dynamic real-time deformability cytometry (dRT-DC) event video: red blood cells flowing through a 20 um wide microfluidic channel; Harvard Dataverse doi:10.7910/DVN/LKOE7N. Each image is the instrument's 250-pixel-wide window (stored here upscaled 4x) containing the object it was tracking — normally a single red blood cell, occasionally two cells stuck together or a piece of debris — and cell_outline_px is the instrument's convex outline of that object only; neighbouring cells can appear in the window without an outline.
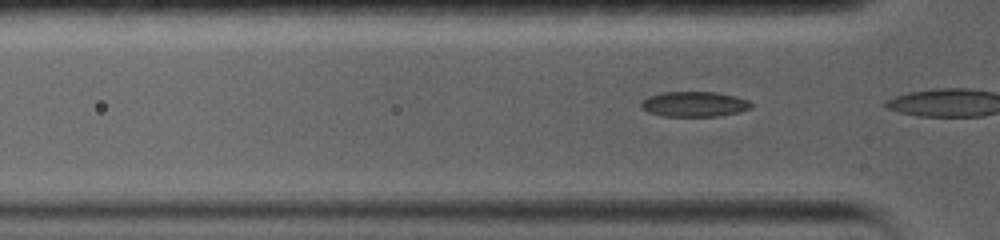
{"species": "common noctule bat (a hibernating species)", "species_latin": "Nyctalus noctula", "temperature_condition": "warm", "stored_images_in_passage": 6, "camera_frame_rate_fps": 5000, "um_per_image_px": 0.085, "animal": {"sex": "female", "body_mass_g": 19.0, "forearm_length_mm": 56.7}, "frame": {"image": 1, "passage_image": 4, "time_ms": 0.6, "image_size_px": [1000, 240], "cell_outline_px": [[752, 108], [740, 112], [720, 116], [664, 116], [648, 112], [640, 108], [640, 100], [648, 96], [660, 92], [716, 92], [736, 96], [748, 100], [752, 104]], "centroid_in_image_um": [58.99, 8.85], "position_along_channel_um": 66.8, "area_um2": 16.42}}